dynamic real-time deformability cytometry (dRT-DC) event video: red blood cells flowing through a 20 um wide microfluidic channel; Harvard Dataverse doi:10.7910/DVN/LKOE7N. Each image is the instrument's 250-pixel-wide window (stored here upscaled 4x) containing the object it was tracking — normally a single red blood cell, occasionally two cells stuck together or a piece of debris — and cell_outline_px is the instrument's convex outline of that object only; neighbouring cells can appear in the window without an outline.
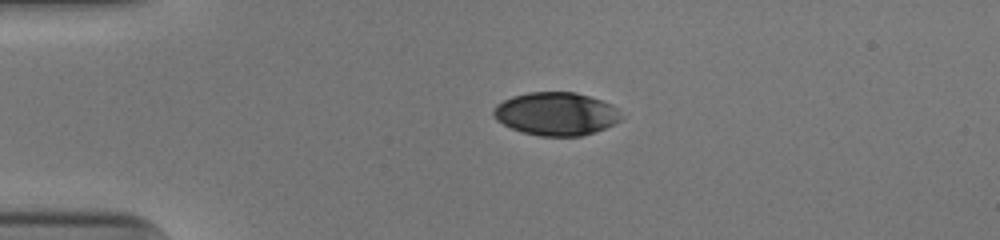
{"species": "human", "species_latin": "Homo sapiens", "temperature_condition": "cold", "stored_images_in_passage": 40, "camera_frame_rate_fps": 3000, "um_per_image_px": 0.085, "donor": {"sex": "male"}, "frame": {"image": 1, "passage_image": 1, "time_ms": 0.0, "image_size_px": [1000, 240], "cell_outline_px": [[620, 120], [604, 128], [580, 136], [540, 136], [524, 132], [512, 128], [496, 120], [492, 112], [496, 104], [512, 96], [528, 92], [576, 92], [600, 100], [616, 108], [620, 116]], "centroid_in_image_um": [47.21, 9.67], "position_along_channel_um": 37.8, "area_um2": 31.62}}
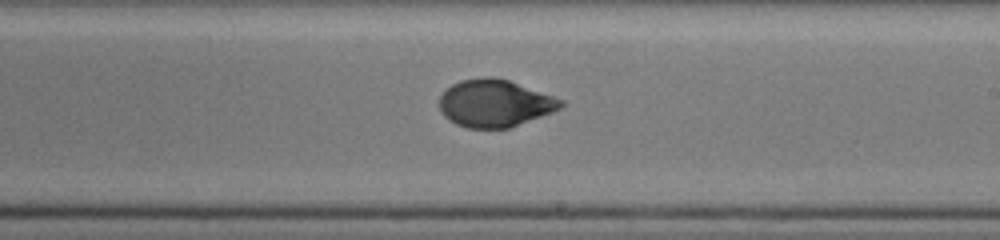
{"frame": {"image": 2, "passage_image": 20, "time_ms": 6.333, "image_size_px": [1000, 240], "cell_outline_px": [[564, 104], [560, 108], [552, 112], [508, 128], [468, 128], [456, 124], [448, 120], [444, 116], [440, 108], [440, 96], [452, 84], [460, 80], [484, 76], [492, 76], [508, 80], [564, 100]], "centroid_in_image_um": [42.03, 8.77], "position_along_channel_um": 247.0, "area_um2": 33.29}}
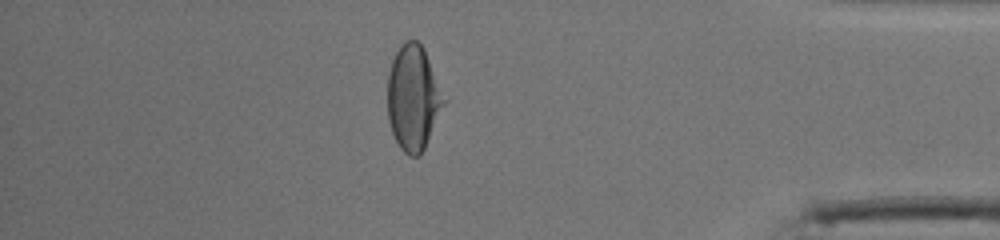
{"frame": {"image": 3, "passage_image": 34, "time_ms": 11.0, "image_size_px": [1000, 240], "cell_outline_px": [[448, 100], [420, 156], [408, 156], [400, 148], [392, 132], [388, 120], [388, 72], [392, 60], [396, 52], [404, 40], [416, 40], [424, 48]], "centroid_in_image_um": [35.15, 8.31], "position_along_channel_um": 400.0, "area_um2": 34.91}, "authors_computed_cell_mechanics": {"area_um2": 33.813, "velocity_mm_per_s": 3.977, "shape_relaxation_time_tau1_ms": 5.5205, "shape_relaxation_time_tau2_ms": 1.1486, "deformation_change_tau1": 0.1875, "deformation_change_tau2": 0.0419}}